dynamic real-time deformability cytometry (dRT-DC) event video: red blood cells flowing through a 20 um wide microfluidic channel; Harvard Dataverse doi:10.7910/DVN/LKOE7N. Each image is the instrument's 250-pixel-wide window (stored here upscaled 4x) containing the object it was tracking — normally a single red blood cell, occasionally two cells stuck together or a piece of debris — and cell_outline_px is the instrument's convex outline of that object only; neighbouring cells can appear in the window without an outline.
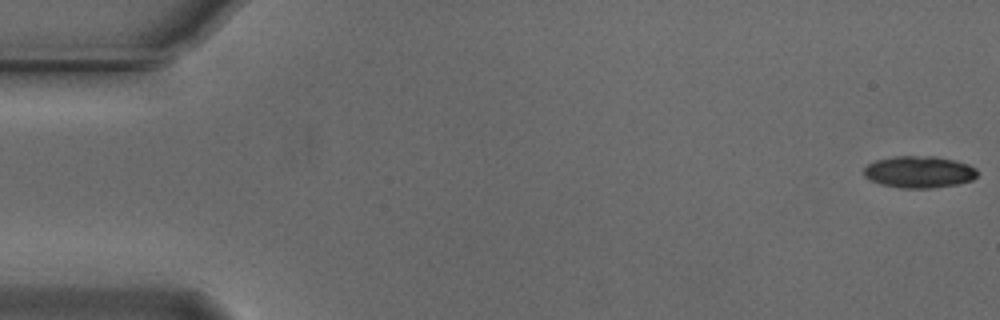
{"species": "Egyptian fruit bat (a non-hibernating species)", "species_latin": "Rousettus aegyptiacus", "temperature_condition": "cold", "stored_images_in_passage": 55, "camera_frame_rate_fps": 3000, "um_per_image_px": 0.085, "animal": {"sex": "male"}, "frame": {"image": 1, "passage_image": 1, "time_ms": 0.0, "image_size_px": [1000, 320], "cell_outline_px": [[976, 176], [972, 180], [956, 184], [932, 188], [904, 188], [880, 184], [864, 176], [864, 168], [868, 164], [876, 160], [892, 156], [936, 156], [956, 160], [968, 164], [976, 168]], "centroid_in_image_um": [78.12, 14.6], "position_along_channel_um": 6.9, "area_um2": 21.04}}
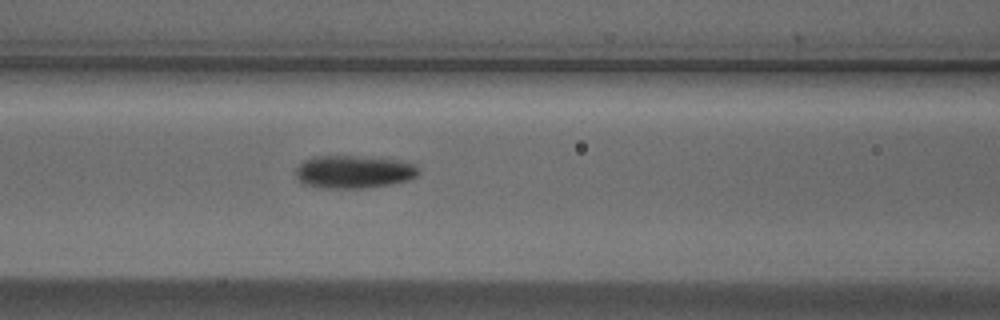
{"frame": {"image": 2, "passage_image": 23, "time_ms": 7.333, "image_size_px": [1000, 320], "cell_outline_px": [[420, 172], [416, 176], [408, 180], [368, 188], [328, 188], [304, 184], [296, 176], [296, 168], [304, 160], [316, 156], [352, 156], [396, 160], [416, 164], [420, 168]], "centroid_in_image_um": [30.09, 14.6], "position_along_channel_um": 136.5, "area_um2": 23.29}}
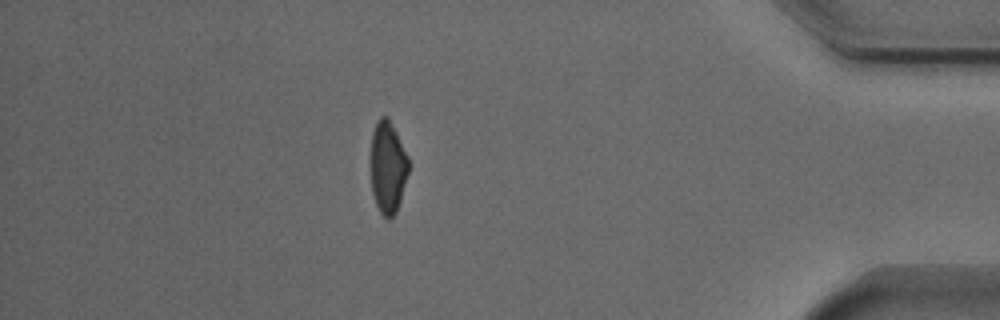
{"frame": {"image": 3, "passage_image": 48, "time_ms": 15.667, "image_size_px": [1000, 320], "cell_outline_px": [[408, 172], [400, 200], [396, 212], [388, 220], [380, 212], [376, 204], [372, 192], [372, 132], [380, 116], [388, 116], [408, 156]], "centroid_in_image_um": [32.97, 14.21], "position_along_channel_um": 402.2, "area_um2": 19.88}, "authors_computed_cell_mechanics": {"area_um2": 21.7906, "velocity_mm_per_s": 3.7441, "shape_relaxation_time_tau1_ms": 5.2782, "shape_relaxation_time_tau2_ms": null, "deformation_change_tau1": 0.1569, "deformation_change_tau2": null}}